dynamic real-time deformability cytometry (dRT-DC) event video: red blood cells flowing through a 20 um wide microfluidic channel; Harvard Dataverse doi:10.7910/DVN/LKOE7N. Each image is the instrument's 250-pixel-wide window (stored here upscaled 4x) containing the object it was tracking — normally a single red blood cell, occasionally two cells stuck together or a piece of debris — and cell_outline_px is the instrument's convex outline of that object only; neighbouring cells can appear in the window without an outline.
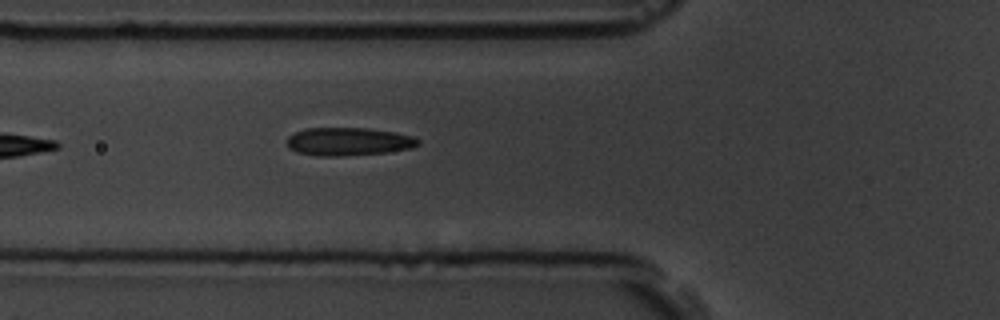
{"species": "common noctule bat (a hibernating species)", "species_latin": "Nyctalus noctula", "temperature_condition": "room temperature", "stored_images_in_passage": 4, "camera_frame_rate_fps": 3000, "um_per_image_px": 0.085, "animal": {"sex": "male", "body_mass_g": 19.5, "forearm_length_mm": 54.6}, "frame": {"image": 1, "passage_image": 4, "time_ms": 3.333, "image_size_px": [1000, 320], "cell_outline_px": [[420, 144], [412, 148], [388, 152], [340, 156], [320, 156], [296, 152], [288, 148], [288, 136], [296, 132], [308, 128], [368, 128], [396, 132], [412, 136], [420, 140]], "centroid_in_image_um": [29.65, 12.03], "position_along_channel_um": 96.2, "area_um2": 21.5}}